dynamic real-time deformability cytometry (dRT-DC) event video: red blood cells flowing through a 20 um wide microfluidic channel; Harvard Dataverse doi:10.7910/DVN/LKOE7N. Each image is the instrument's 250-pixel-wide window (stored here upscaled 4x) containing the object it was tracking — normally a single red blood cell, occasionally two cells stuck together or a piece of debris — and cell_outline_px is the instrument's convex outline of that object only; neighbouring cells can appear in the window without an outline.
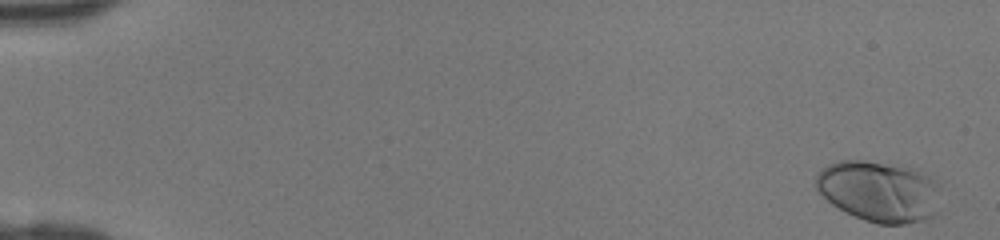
{"species": "human", "species_latin": "Homo sapiens", "temperature_condition": "room temperature", "stored_images_in_passage": 45, "camera_frame_rate_fps": 3000, "um_per_image_px": 0.085, "donor": {"sex": "female"}, "frame": {"image": 1, "passage_image": 1, "time_ms": 0.0, "image_size_px": [1000, 240], "cell_outline_px": [[940, 188], [932, 216], [924, 220], [904, 224], [876, 224], [864, 220], [832, 204], [816, 188], [816, 176], [820, 168], [828, 164], [840, 160], [864, 160], [908, 164], [920, 168], [932, 176], [940, 184]], "centroid_in_image_um": [74.76, 16.2], "position_along_channel_um": 10.2, "area_um2": 45.03}}
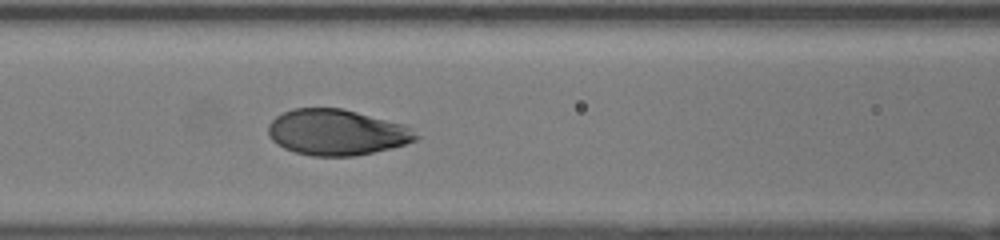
{"frame": {"image": 2, "passage_image": 21, "time_ms": 6.667, "image_size_px": [1000, 240], "cell_outline_px": [[420, 136], [416, 140], [404, 144], [372, 152], [352, 156], [312, 156], [296, 152], [284, 148], [276, 144], [268, 136], [268, 124], [276, 116], [292, 108], [344, 108], [404, 124]], "centroid_in_image_um": [28.59, 11.23], "position_along_channel_um": 138.0, "area_um2": 39.42}}
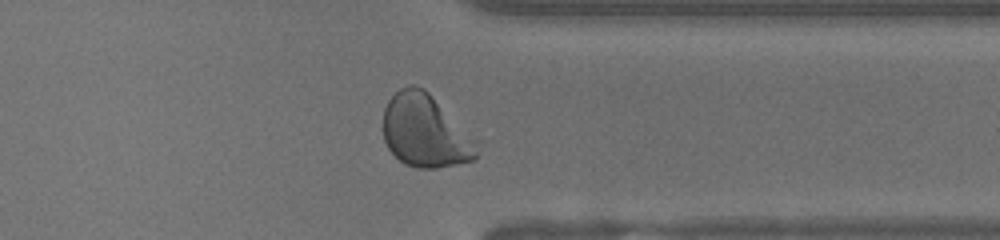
{"frame": {"image": 3, "passage_image": 37, "time_ms": 12.0, "image_size_px": [1000, 240], "cell_outline_px": [[480, 140], [476, 160], [436, 168], [416, 168], [404, 164], [388, 148], [384, 140], [384, 108], [388, 100], [400, 88], [408, 84], [416, 84], [424, 88]], "centroid_in_image_um": [36.2, 11.14], "position_along_channel_um": 375.2, "area_um2": 40.52}}